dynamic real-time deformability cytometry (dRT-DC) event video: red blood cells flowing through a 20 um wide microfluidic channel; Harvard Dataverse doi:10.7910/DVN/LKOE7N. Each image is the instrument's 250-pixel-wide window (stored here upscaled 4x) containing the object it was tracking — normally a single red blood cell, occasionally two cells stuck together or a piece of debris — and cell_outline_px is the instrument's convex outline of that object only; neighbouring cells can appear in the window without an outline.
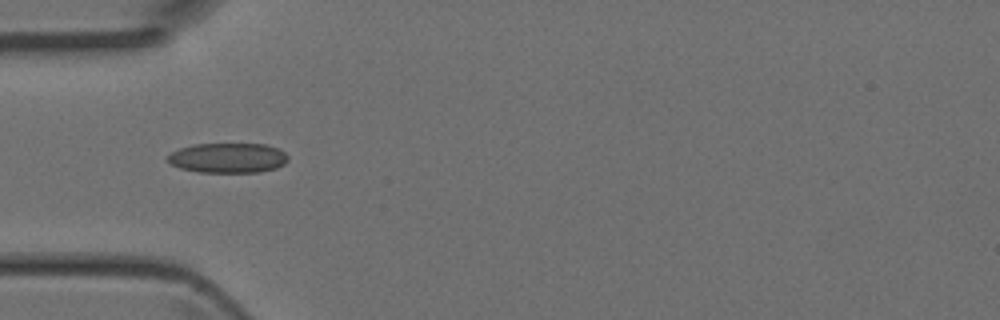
{"species": "Egyptian fruit bat (a non-hibernating species)", "species_latin": "Rousettus aegyptiacus", "temperature_condition": "room temperature", "stored_images_in_passage": 2, "camera_frame_rate_fps": 3000, "um_per_image_px": 0.085, "animal": {"sex": "female"}, "frame": {"image": 1, "passage_image": 1, "time_ms": 0.0, "image_size_px": [1000, 320], "cell_outline_px": [[288, 160], [284, 164], [276, 168], [260, 172], [200, 172], [180, 168], [172, 164], [168, 160], [168, 156], [172, 152], [180, 148], [192, 144], [264, 144], [280, 148], [288, 156]], "centroid_in_image_um": [19.41, 13.42], "position_along_channel_um": 65.6, "area_um2": 20.98}}
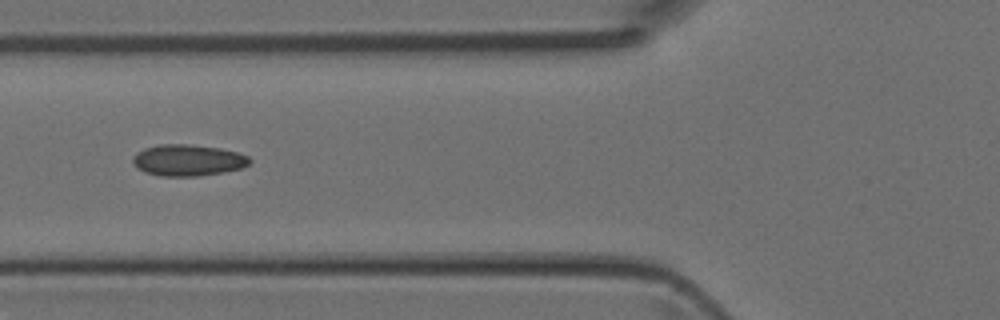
{"frame": {"image": 2, "passage_image": 2, "time_ms": 0.333, "image_size_px": [1000, 320], "cell_outline_px": [[252, 160], [248, 164], [240, 168], [224, 172], [200, 176], [160, 176], [144, 172], [136, 168], [132, 164], [132, 156], [136, 152], [144, 148], [160, 144], [188, 144], [220, 148], [236, 152], [248, 156]], "centroid_in_image_um": [15.92, 13.62], "position_along_channel_um": 109.9, "area_um2": 21.56}}